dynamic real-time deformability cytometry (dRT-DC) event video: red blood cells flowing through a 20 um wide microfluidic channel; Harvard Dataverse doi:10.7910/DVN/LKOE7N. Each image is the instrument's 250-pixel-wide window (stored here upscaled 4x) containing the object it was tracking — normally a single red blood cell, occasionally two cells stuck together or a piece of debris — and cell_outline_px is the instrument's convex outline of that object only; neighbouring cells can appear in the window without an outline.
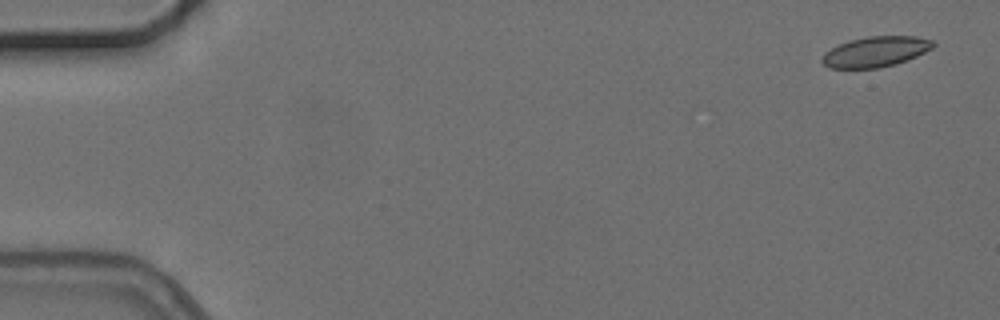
{"species": "common noctule bat (a hibernating species)", "species_latin": "Nyctalus noctula", "temperature_condition": "cold", "stored_images_in_passage": 5, "camera_frame_rate_fps": 3000, "um_per_image_px": 0.085, "animal": {"sex": "female", "body_mass_g": 24.6, "forearm_length_mm": 56.2}, "frame": {"image": 1, "passage_image": 1, "time_ms": 0.0, "image_size_px": [1000, 320], "cell_outline_px": [[936, 44], [932, 48], [916, 56], [896, 64], [876, 68], [828, 68], [820, 60], [824, 52], [848, 40], [868, 36], [916, 36], [932, 40]], "centroid_in_image_um": [74.41, 4.39], "position_along_channel_um": 10.6, "area_um2": 19.65}}
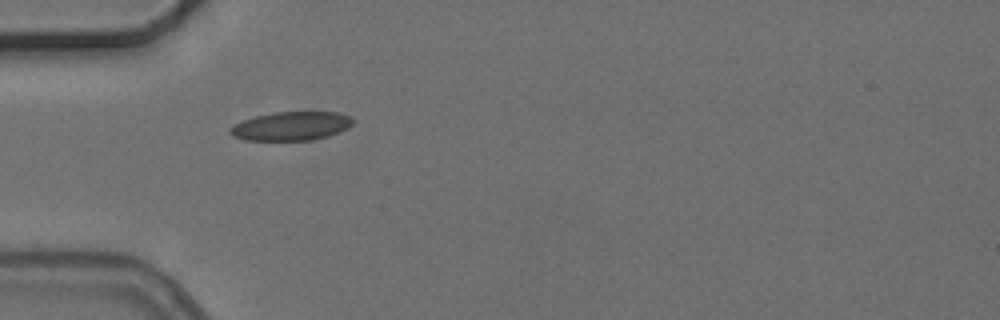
{"frame": {"image": 2, "passage_image": 4, "time_ms": 5.0, "image_size_px": [1000, 320], "cell_outline_px": [[352, 124], [348, 128], [340, 132], [328, 136], [312, 140], [244, 140], [232, 136], [228, 132], [228, 128], [232, 124], [256, 116], [276, 112], [336, 112], [348, 116], [352, 120]], "centroid_in_image_um": [24.7, 10.72], "position_along_channel_um": 60.3, "area_um2": 20.58}}
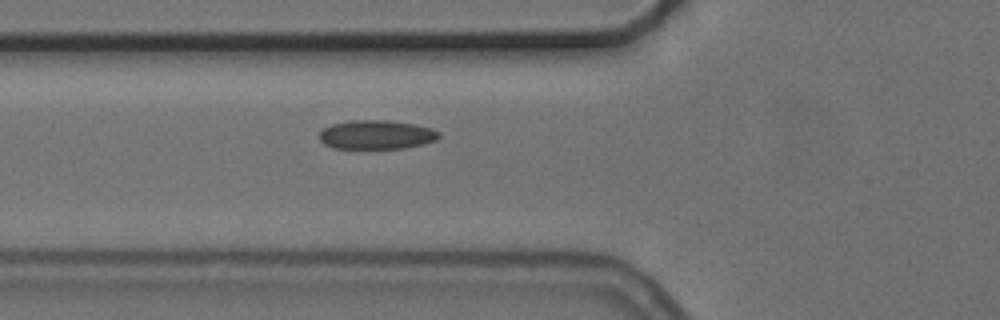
{"frame": {"image": 3, "passage_image": 5, "time_ms": 6.0, "image_size_px": [1000, 320], "cell_outline_px": [[440, 136], [436, 140], [424, 144], [404, 148], [332, 148], [324, 144], [320, 140], [320, 132], [324, 128], [332, 124], [348, 120], [388, 120], [412, 124], [432, 128], [440, 132]], "centroid_in_image_um": [32.0, 11.44], "position_along_channel_um": 93.8, "area_um2": 20.23}}